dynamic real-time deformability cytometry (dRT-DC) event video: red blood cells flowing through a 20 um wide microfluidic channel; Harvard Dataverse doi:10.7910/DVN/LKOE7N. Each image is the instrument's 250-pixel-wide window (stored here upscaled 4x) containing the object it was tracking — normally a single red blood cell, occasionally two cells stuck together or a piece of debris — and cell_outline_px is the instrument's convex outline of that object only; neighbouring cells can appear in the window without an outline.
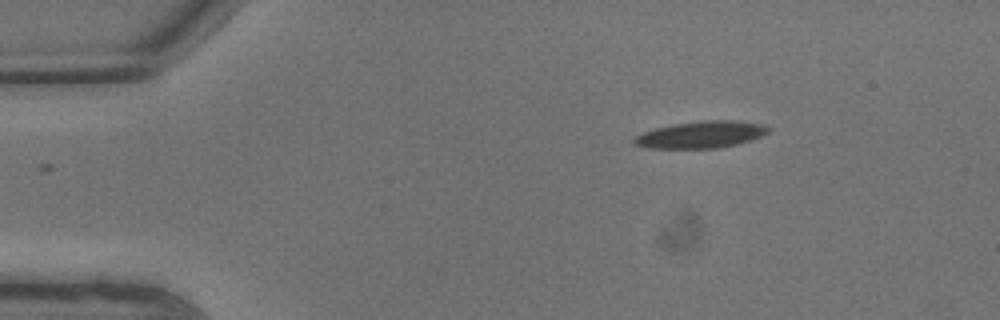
{"species": "common noctule bat (a hibernating species)", "species_latin": "Nyctalus noctula", "temperature_condition": "warm", "stored_images_in_passage": 5, "camera_frame_rate_fps": 3000, "um_per_image_px": 0.085, "animal": {"sex": "male", "body_mass_g": 13.3}, "frame": {"image": 1, "passage_image": 1, "time_ms": 0.0, "image_size_px": [1000, 320], "cell_outline_px": [[772, 128], [768, 132], [752, 140], [740, 144], [720, 148], [648, 148], [632, 144], [632, 140], [636, 136], [644, 132], [656, 128], [672, 124], [700, 120], [732, 120], [764, 124]], "centroid_in_image_um": [59.61, 11.44], "position_along_channel_um": 25.4, "area_um2": 21.27}}
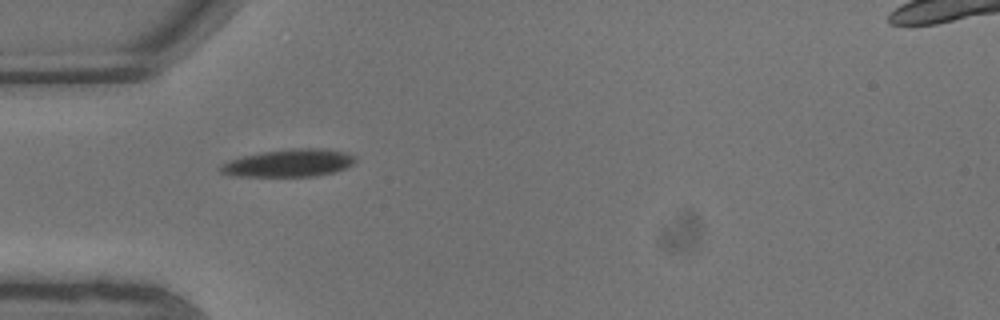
{"frame": {"image": 2, "passage_image": 4, "time_ms": 1.0, "image_size_px": [1000, 320], "cell_outline_px": [[356, 160], [352, 164], [344, 168], [332, 172], [316, 176], [232, 176], [220, 172], [216, 168], [220, 164], [228, 160], [244, 156], [264, 152], [292, 148], [316, 148], [344, 152], [356, 156]], "centroid_in_image_um": [24.49, 13.86], "position_along_channel_um": 60.5, "area_um2": 21.56}}
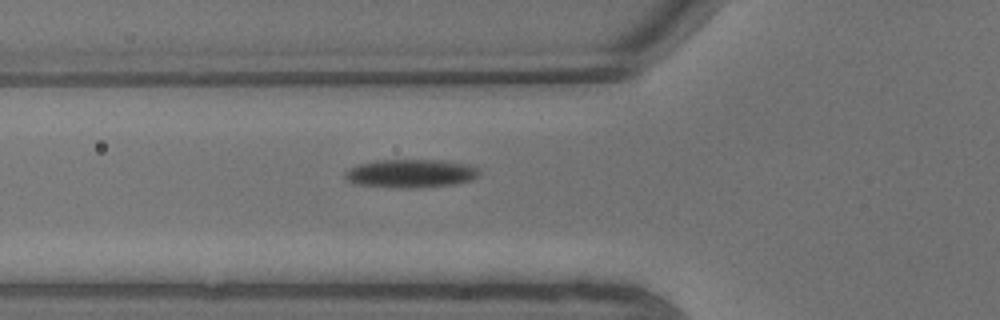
{"frame": {"image": 3, "passage_image": 5, "time_ms": 1.333, "image_size_px": [1000, 320], "cell_outline_px": [[480, 172], [472, 180], [456, 184], [416, 188], [396, 188], [352, 184], [344, 176], [344, 172], [348, 168], [360, 164], [376, 160], [440, 160], [464, 164], [476, 168]], "centroid_in_image_um": [34.85, 14.76], "position_along_channel_um": 91.0, "area_um2": 22.25}}